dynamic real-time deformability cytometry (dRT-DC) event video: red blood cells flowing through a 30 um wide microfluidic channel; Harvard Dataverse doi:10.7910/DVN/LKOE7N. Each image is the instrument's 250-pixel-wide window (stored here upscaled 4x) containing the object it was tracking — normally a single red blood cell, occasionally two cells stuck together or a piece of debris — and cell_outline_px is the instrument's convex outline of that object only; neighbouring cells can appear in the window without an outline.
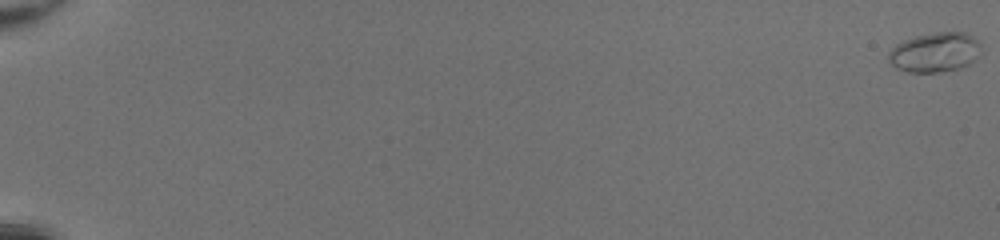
{"species": "common noctule bat (a hibernating species)", "species_latin": "Nyctalus noctula", "temperature_condition": "room temperature", "stored_images_in_passage": 53, "camera_frame_rate_fps": 3000, "um_per_image_px": 0.085, "animal": {"sex": "female", "body_mass_g": 20.0, "forearm_length_mm": 54.0}, "frame": {"image": 1, "passage_image": 1, "time_ms": 0.0, "image_size_px": [1000, 240], "cell_outline_px": [[980, 52], [968, 64], [960, 68], [940, 72], [908, 72], [896, 68], [888, 60], [888, 52], [896, 44], [904, 40], [916, 36], [936, 32], [968, 32], [980, 44]], "centroid_in_image_um": [79.44, 4.44], "position_along_channel_um": 5.6, "area_um2": 21.27}}
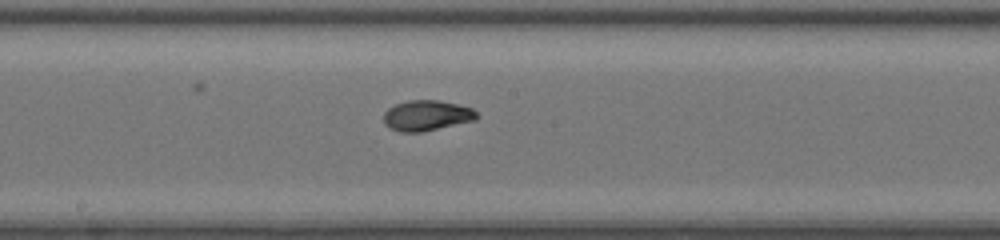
{"frame": {"image": 2, "passage_image": 32, "time_ms": 10.333, "image_size_px": [1000, 240], "cell_outline_px": [[480, 116], [476, 120], [420, 132], [400, 132], [384, 124], [384, 112], [388, 108], [396, 104], [408, 100], [440, 100], [472, 108]], "centroid_in_image_um": [36.28, 9.81], "position_along_channel_um": 211.9, "area_um2": 16.47}}
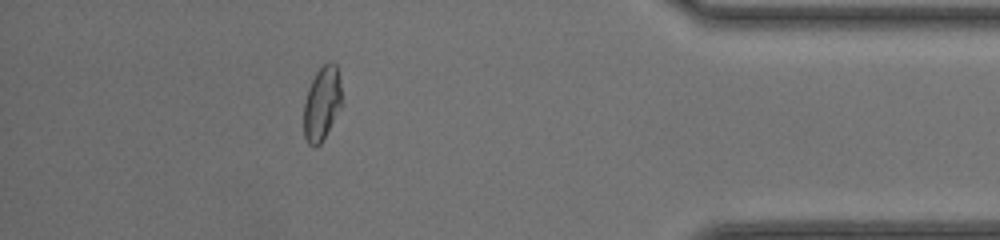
{"frame": {"image": 3, "passage_image": 48, "time_ms": 15.667, "image_size_px": [1000, 240], "cell_outline_px": [[344, 104], [320, 144], [316, 148], [308, 144], [304, 136], [304, 104], [308, 88], [316, 72], [328, 60], [332, 60], [336, 64]], "centroid_in_image_um": [27.39, 8.79], "position_along_channel_um": 407.8, "area_um2": 16.7}, "authors_computed_cell_mechanics": {"area_um2": 16.5308, "velocity_mm_per_s": 4.2718, "shape_relaxation_time_tau1_ms": 5.3891, "shape_relaxation_time_tau2_ms": 0.9661, "deformation_change_tau1": 0.1751, "deformation_change_tau2": 0.0477}}